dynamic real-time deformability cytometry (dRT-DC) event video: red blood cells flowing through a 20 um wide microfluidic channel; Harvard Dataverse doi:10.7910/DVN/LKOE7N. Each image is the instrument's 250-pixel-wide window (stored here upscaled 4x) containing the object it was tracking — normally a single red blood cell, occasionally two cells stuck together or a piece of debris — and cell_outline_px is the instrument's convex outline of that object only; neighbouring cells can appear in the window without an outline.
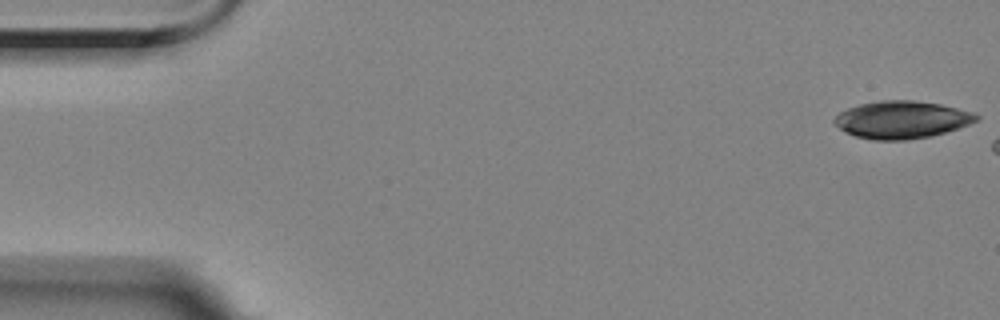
{"species": "Egyptian fruit bat (a non-hibernating species)", "species_latin": "Rousettus aegyptiacus", "temperature_condition": "room temperature", "stored_images_in_passage": 13, "camera_frame_rate_fps": 3000, "um_per_image_px": 0.085, "animal": {"sex": "female"}, "frame": {"image": 1, "passage_image": 1, "time_ms": 0.0, "image_size_px": [1000, 320], "cell_outline_px": [[980, 120], [932, 136], [908, 140], [872, 140], [856, 136], [844, 132], [832, 120], [840, 112], [848, 108], [860, 104], [880, 100], [912, 100], [940, 104], [972, 112], [980, 116]], "centroid_in_image_um": [76.63, 10.18], "position_along_channel_um": 8.4, "area_um2": 30.92}}